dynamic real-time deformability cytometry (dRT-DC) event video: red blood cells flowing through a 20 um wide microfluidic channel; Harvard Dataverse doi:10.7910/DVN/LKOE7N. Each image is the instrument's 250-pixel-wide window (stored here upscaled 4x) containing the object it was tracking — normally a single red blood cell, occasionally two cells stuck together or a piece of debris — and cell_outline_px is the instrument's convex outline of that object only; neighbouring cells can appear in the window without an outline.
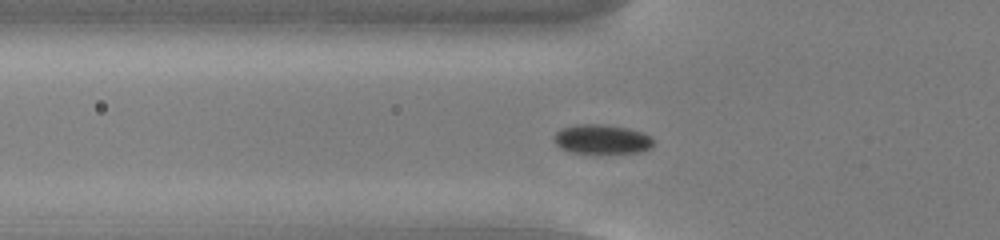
{"species": "common noctule bat (a hibernating species)", "species_latin": "Nyctalus noctula", "temperature_condition": "cold", "stored_images_in_passage": 48, "camera_frame_rate_fps": 3000, "um_per_image_px": 0.085, "animal": {"sex": "male", "body_mass_g": 13.0, "forearm_length_mm": 53.1}, "frame": {"image": 1, "passage_image": 18, "time_ms": 5.667, "image_size_px": [1000, 240], "cell_outline_px": [[652, 144], [648, 148], [640, 152], [572, 152], [560, 148], [556, 144], [552, 136], [560, 128], [576, 124], [600, 124], [628, 128], [652, 136]], "centroid_in_image_um": [51.1, 11.81], "position_along_channel_um": 74.7, "area_um2": 16.76}}
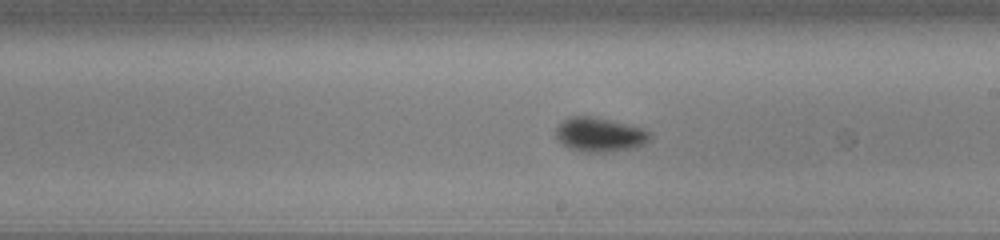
{"frame": {"image": 2, "passage_image": 31, "time_ms": 10.0, "image_size_px": [1000, 240], "cell_outline_px": [[652, 136], [644, 144], [636, 148], [604, 152], [580, 152], [568, 148], [556, 140], [556, 128], [564, 120], [572, 116], [592, 116], [612, 120], [640, 128], [648, 132]], "centroid_in_image_um": [50.94, 11.46], "position_along_channel_um": 238.1, "area_um2": 18.79}}
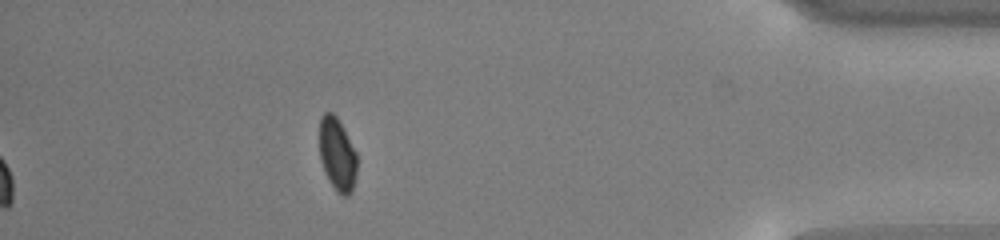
{"frame": {"image": 3, "passage_image": 48, "time_ms": 15.667, "image_size_px": [1000, 240], "cell_outline_px": [[356, 172], [352, 192], [348, 196], [344, 196], [336, 192], [324, 172], [320, 160], [320, 116], [324, 112], [332, 112], [336, 116], [344, 128], [356, 152]], "centroid_in_image_um": [28.66, 13.13], "position_along_channel_um": 406.5, "area_um2": 16.07}, "authors_computed_cell_mechanics": {"area_um2": 17.2533, "velocity_mm_per_s": 3.775, "shape_relaxation_time_tau1_ms": 2.2362, "shape_relaxation_time_tau2_ms": null, "deformation_change_tau1": 0.0593, "deformation_change_tau2": null}}